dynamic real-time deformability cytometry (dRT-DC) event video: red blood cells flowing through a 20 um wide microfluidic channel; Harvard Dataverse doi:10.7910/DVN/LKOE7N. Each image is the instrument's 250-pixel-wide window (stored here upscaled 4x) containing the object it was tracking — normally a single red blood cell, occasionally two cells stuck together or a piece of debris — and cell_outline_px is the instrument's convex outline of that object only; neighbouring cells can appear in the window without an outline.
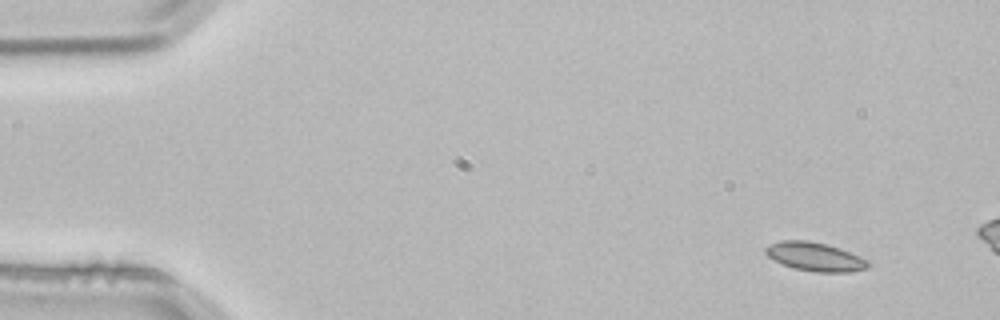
{"species": "common noctule bat (a hibernating species)", "species_latin": "Nyctalus noctula", "temperature_condition": "room temperature", "stored_images_in_passage": 3, "camera_frame_rate_fps": 3000, "um_per_image_px": 0.085, "animal": {"sex": "male", "body_mass_g": 21.5, "forearm_length_mm": 52.0}, "frame": {"image": 1, "passage_image": 1, "time_ms": 0.0, "image_size_px": [1000, 320], "cell_outline_px": [[872, 264], [868, 268], [852, 272], [816, 272], [796, 268], [772, 260], [764, 252], [764, 248], [768, 244], [780, 240], [808, 240], [828, 244], [840, 248], [860, 256], [868, 260]], "centroid_in_image_um": [69.29, 21.81], "position_along_channel_um": 15.7, "area_um2": 17.4}}